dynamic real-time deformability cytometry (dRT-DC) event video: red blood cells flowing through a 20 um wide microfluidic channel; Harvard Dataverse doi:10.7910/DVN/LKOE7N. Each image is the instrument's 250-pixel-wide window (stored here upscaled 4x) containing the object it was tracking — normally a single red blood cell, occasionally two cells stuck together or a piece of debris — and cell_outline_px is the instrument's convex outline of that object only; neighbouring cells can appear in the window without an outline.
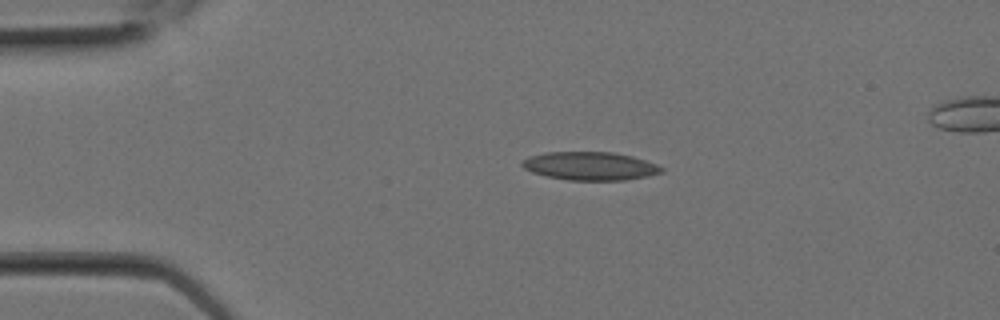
{"species": "Egyptian fruit bat (a non-hibernating species)", "species_latin": "Rousettus aegyptiacus", "temperature_condition": "room temperature", "stored_images_in_passage": 2, "camera_frame_rate_fps": 3000, "um_per_image_px": 0.085, "animal": {"sex": "female"}, "frame": {"image": 1, "passage_image": 1, "time_ms": 0.0, "image_size_px": [1000, 320], "cell_outline_px": [[664, 172], [648, 176], [624, 180], [568, 180], [548, 176], [532, 172], [524, 168], [520, 164], [520, 160], [528, 156], [544, 152], [612, 152], [632, 156], [656, 164], [664, 168]], "centroid_in_image_um": [50.13, 14.1], "position_along_channel_um": 34.9, "area_um2": 23.06}}